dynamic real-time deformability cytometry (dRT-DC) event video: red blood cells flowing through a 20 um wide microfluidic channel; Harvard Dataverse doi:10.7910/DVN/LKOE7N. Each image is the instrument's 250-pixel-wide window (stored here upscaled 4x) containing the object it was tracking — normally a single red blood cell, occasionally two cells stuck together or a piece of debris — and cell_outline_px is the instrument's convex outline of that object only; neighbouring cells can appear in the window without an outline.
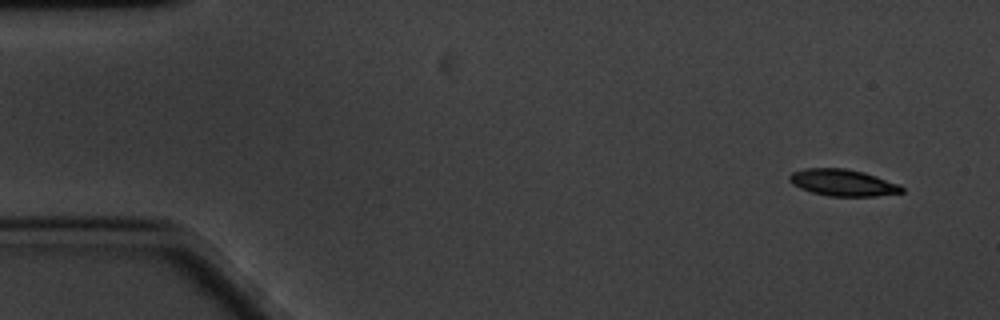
{"species": "common noctule bat (a hibernating species)", "species_latin": "Nyctalus noctula", "temperature_condition": "cold", "stored_images_in_passage": 57, "camera_frame_rate_fps": 3000, "um_per_image_px": 0.085, "animal": {"sex": "male", "body_mass_g": 20.1, "forearm_length_mm": 53.5}, "frame": {"image": 1, "passage_image": 1, "time_ms": 0.0, "image_size_px": [1000, 320], "cell_outline_px": [[904, 192], [876, 196], [828, 196], [812, 192], [800, 188], [792, 184], [788, 180], [788, 176], [792, 172], [804, 168], [844, 168], [864, 172], [900, 184], [904, 188]], "centroid_in_image_um": [71.63, 15.52], "position_along_channel_um": 13.4, "area_um2": 17.57}}
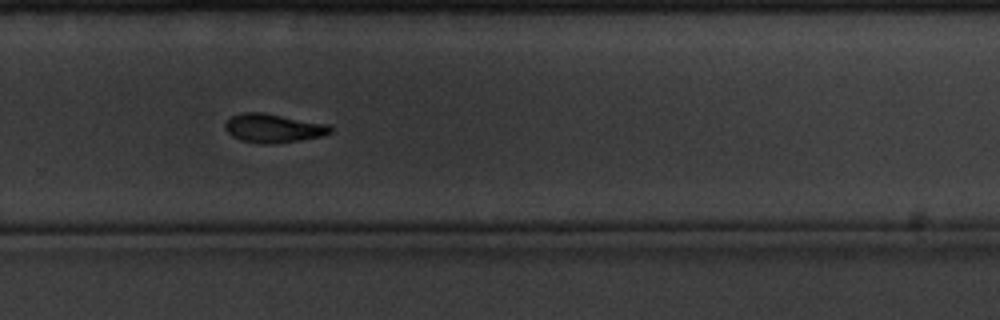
{"frame": {"image": 2, "passage_image": 37, "time_ms": 12.0, "image_size_px": [1000, 320], "cell_outline_px": [[332, 132], [320, 136], [300, 140], [272, 144], [260, 144], [240, 140], [232, 136], [224, 128], [224, 124], [232, 116], [240, 112], [264, 112], [328, 124], [332, 128]], "centroid_in_image_um": [23.2, 10.89], "position_along_channel_um": 306.6, "area_um2": 17.74}}
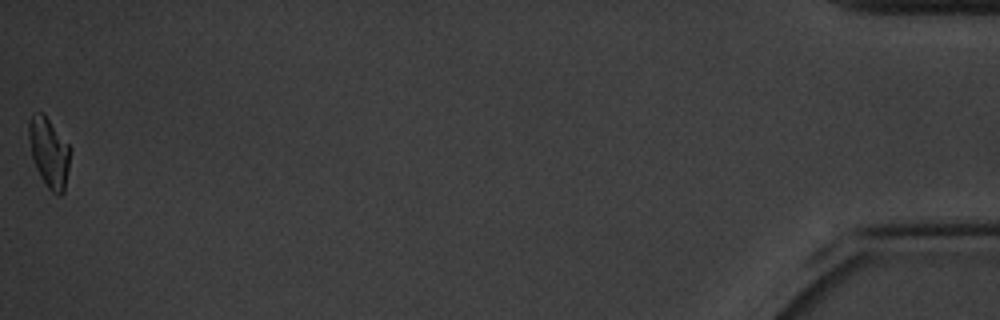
{"frame": {"image": 3, "passage_image": 57, "time_ms": 18.667, "image_size_px": [1000, 320], "cell_outline_px": [[72, 148], [64, 192], [60, 196], [56, 196], [48, 188], [40, 176], [36, 168], [32, 156], [28, 136], [28, 120], [32, 112], [44, 112]], "centroid_in_image_um": [4.18, 12.92], "position_along_channel_um": 431.0, "area_um2": 17.22}, "authors_computed_cell_mechanics": {"area_um2": 17.9758, "velocity_mm_per_s": 3.3338, "shape_relaxation_time_tau1_ms": 2.5804, "shape_relaxation_time_tau2_ms": null, "deformation_change_tau1": 0.121, "deformation_change_tau2": null}}